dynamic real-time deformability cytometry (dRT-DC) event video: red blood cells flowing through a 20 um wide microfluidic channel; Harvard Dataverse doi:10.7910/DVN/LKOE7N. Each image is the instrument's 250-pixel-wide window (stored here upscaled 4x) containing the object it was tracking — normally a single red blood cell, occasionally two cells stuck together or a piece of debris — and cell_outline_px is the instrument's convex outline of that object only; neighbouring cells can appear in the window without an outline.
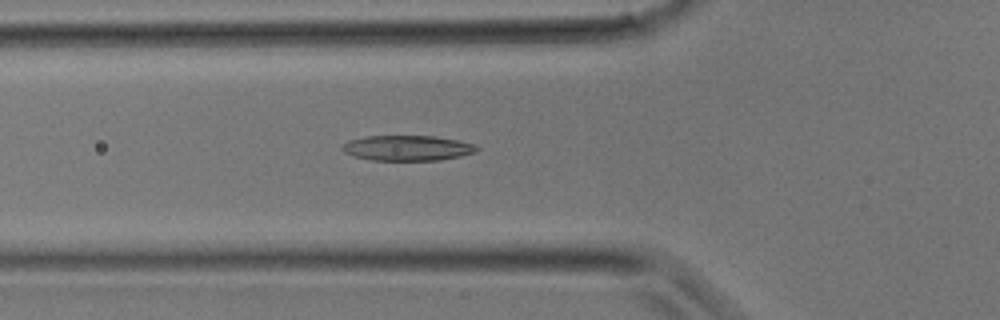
{"species": "common noctule bat (a hibernating species)", "species_latin": "Nyctalus noctula", "temperature_condition": "room temperature", "stored_images_in_passage": 15, "camera_frame_rate_fps": 3000, "um_per_image_px": 0.085, "animal": {"sex": "male", "body_mass_g": 17.9}, "frame": {"image": 1, "passage_image": 11, "time_ms": 3.333, "image_size_px": [1000, 320], "cell_outline_px": [[480, 148], [476, 152], [460, 156], [440, 160], [372, 160], [352, 156], [344, 152], [340, 148], [348, 140], [368, 136], [436, 136], [476, 144]], "centroid_in_image_um": [34.63, 12.58], "position_along_channel_um": 91.2, "area_um2": 19.88}}
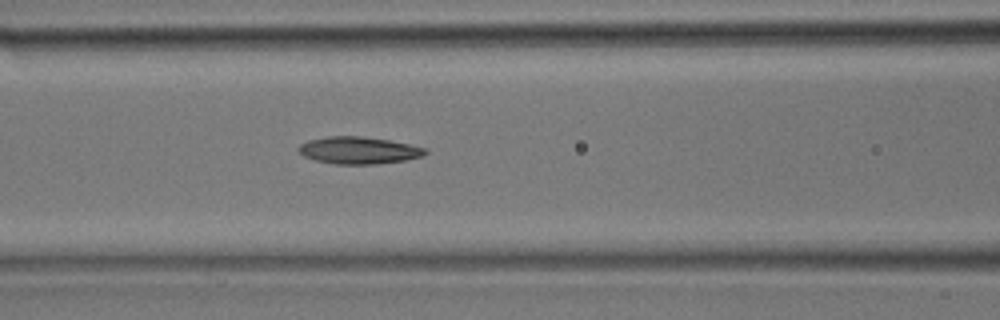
{"frame": {"image": 2, "passage_image": 13, "time_ms": 4.0, "image_size_px": [1000, 320], "cell_outline_px": [[428, 152], [420, 156], [404, 160], [372, 164], [336, 164], [316, 160], [304, 156], [296, 148], [300, 144], [308, 140], [328, 136], [360, 136], [388, 140], [428, 148]], "centroid_in_image_um": [30.46, 12.77], "position_along_channel_um": 136.1, "area_um2": 19.83}}
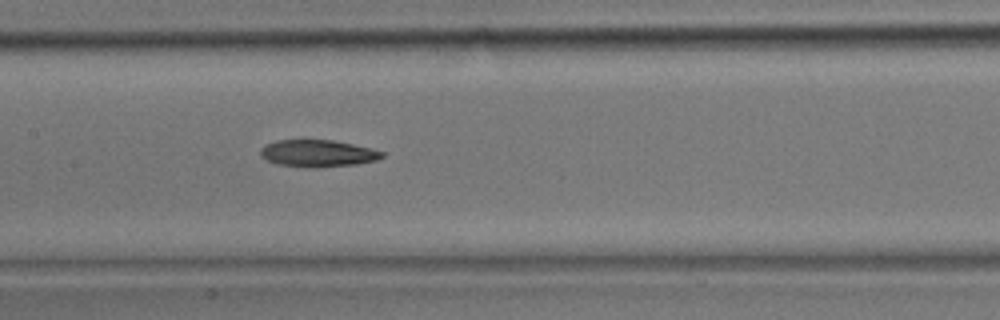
{"frame": {"image": 3, "passage_image": 15, "time_ms": 4.667, "image_size_px": [1000, 320], "cell_outline_px": [[384, 156], [376, 160], [356, 164], [312, 168], [304, 168], [276, 164], [260, 156], [260, 148], [264, 144], [276, 140], [332, 140], [372, 148], [384, 152]], "centroid_in_image_um": [26.97, 13.04], "position_along_channel_um": 180.4, "area_um2": 19.31}}